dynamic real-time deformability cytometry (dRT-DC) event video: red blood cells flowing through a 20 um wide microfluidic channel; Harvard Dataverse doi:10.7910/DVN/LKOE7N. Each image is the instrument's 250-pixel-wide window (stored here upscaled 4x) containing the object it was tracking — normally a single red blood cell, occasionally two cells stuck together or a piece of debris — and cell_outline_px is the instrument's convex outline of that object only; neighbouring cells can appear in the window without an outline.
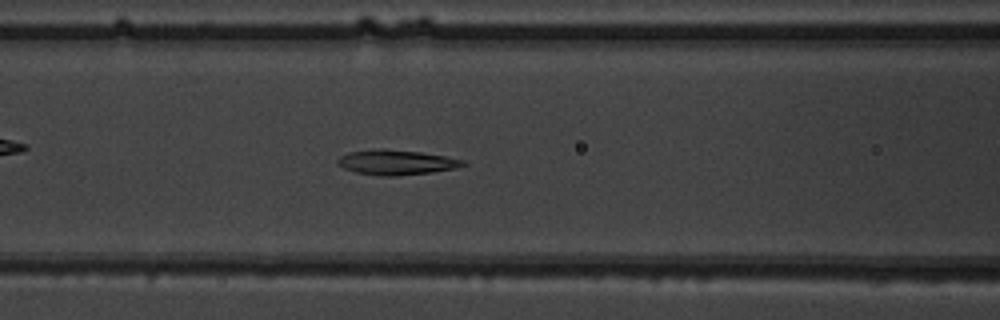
{"species": "common noctule bat (a hibernating species)", "species_latin": "Nyctalus noctula", "temperature_condition": "warm", "stored_images_in_passage": 43, "camera_frame_rate_fps": 3000, "um_per_image_px": 0.085, "animal": {"sex": "male", "body_mass_g": 19.5, "forearm_length_mm": 54.6}, "frame": {"image": 1, "passage_image": 18, "time_ms": 5.667, "image_size_px": [1000, 320], "cell_outline_px": [[468, 164], [456, 168], [432, 172], [396, 176], [380, 176], [356, 172], [344, 168], [336, 164], [336, 160], [340, 156], [348, 152], [380, 148], [384, 148], [420, 152], [444, 156], [464, 160]], "centroid_in_image_um": [33.66, 13.79], "position_along_channel_um": 132.9, "area_um2": 18.32}}
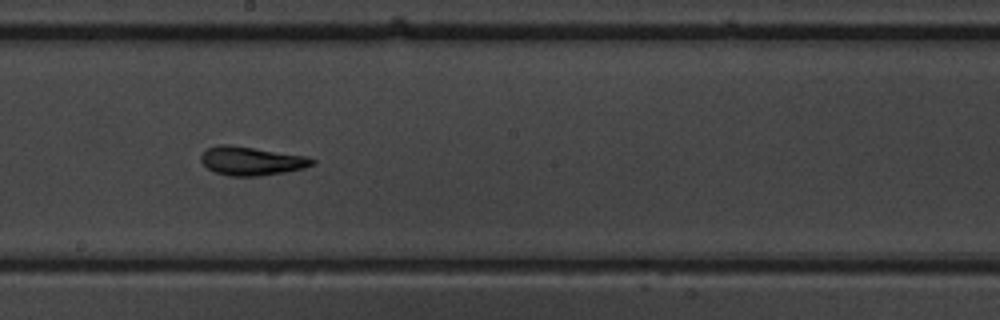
{"frame": {"image": 2, "passage_image": 25, "time_ms": 8.0, "image_size_px": [1000, 320], "cell_outline_px": [[316, 164], [304, 168], [284, 172], [256, 176], [228, 176], [216, 172], [208, 168], [200, 160], [200, 156], [208, 148], [220, 144], [228, 144], [308, 156], [316, 160]], "centroid_in_image_um": [21.4, 13.68], "position_along_channel_um": 226.8, "area_um2": 18.55}}
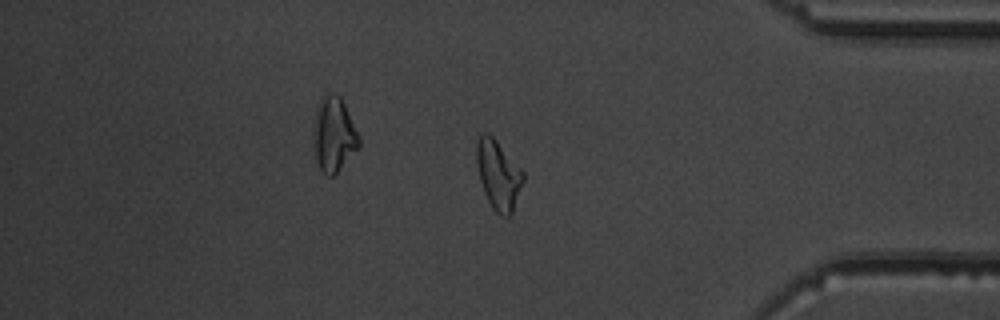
{"frame": {"image": 3, "passage_image": 39, "time_ms": 12.667, "image_size_px": [1000, 320], "cell_outline_px": [[524, 180], [512, 212], [508, 216], [500, 216], [492, 208], [484, 192], [480, 180], [476, 164], [476, 140], [484, 132], [488, 132], [496, 140], [524, 172]], "centroid_in_image_um": [42.34, 14.85], "position_along_channel_um": 392.9, "area_um2": 18.73}}